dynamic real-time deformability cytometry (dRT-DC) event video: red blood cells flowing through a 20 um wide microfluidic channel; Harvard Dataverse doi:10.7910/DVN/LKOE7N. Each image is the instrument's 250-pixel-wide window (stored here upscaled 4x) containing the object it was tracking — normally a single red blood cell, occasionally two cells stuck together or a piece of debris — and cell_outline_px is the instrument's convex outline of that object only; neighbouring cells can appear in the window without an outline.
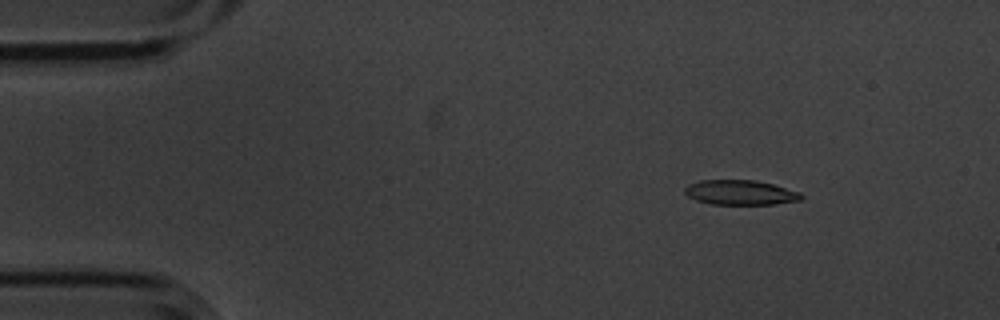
{"species": "common noctule bat (a hibernating species)", "species_latin": "Nyctalus noctula", "temperature_condition": "cold", "stored_images_in_passage": 5, "camera_frame_rate_fps": 3000, "um_per_image_px": 0.085, "animal": {"sex": "male", "body_mass_g": 20.1, "forearm_length_mm": 53.5}, "frame": {"image": 1, "passage_image": 3, "time_ms": 0.667, "image_size_px": [1000, 320], "cell_outline_px": [[804, 196], [800, 200], [776, 204], [712, 204], [696, 200], [688, 196], [684, 192], [684, 188], [688, 184], [700, 180], [756, 180], [772, 184], [800, 192]], "centroid_in_image_um": [62.92, 16.36], "position_along_channel_um": 22.1, "area_um2": 16.82}}